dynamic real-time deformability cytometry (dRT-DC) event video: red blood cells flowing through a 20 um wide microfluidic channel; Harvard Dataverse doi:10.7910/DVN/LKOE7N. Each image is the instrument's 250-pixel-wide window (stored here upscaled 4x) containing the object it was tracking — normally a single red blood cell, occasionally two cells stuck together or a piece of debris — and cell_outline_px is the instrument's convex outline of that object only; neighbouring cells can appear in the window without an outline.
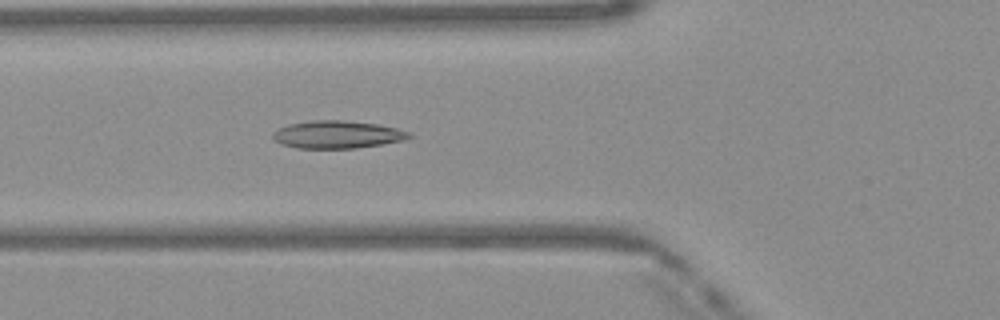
{"species": "Egyptian fruit bat (a non-hibernating species)", "species_latin": "Rousettus aegyptiacus", "temperature_condition": "warm", "stored_images_in_passage": 48, "camera_frame_rate_fps": 3000, "um_per_image_px": 0.085, "frame": {"image": 1, "passage_image": 17, "time_ms": 5.333, "image_size_px": [1000, 320], "cell_outline_px": [[412, 136], [404, 140], [356, 148], [296, 148], [280, 144], [272, 140], [272, 132], [288, 124], [312, 120], [340, 120], [376, 124], [396, 128], [412, 132]], "centroid_in_image_um": [28.63, 11.44], "position_along_channel_um": 97.2, "area_um2": 21.96}}
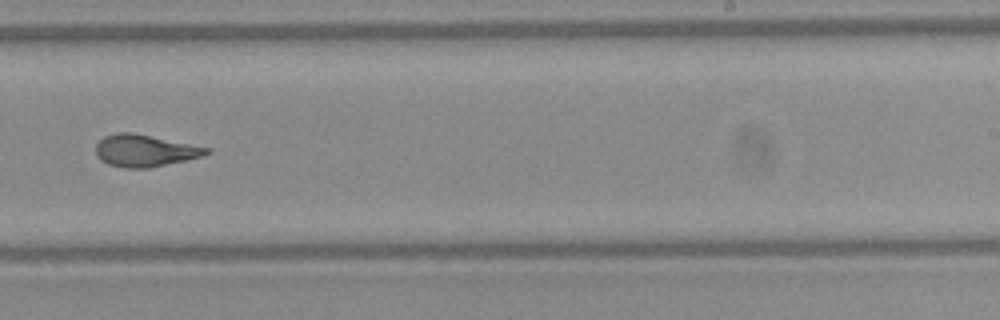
{"frame": {"image": 2, "passage_image": 30, "time_ms": 9.667, "image_size_px": [1000, 320], "cell_outline_px": [[212, 152], [200, 156], [184, 160], [148, 168], [124, 168], [108, 164], [100, 160], [96, 152], [96, 144], [104, 136], [116, 132], [132, 132], [208, 148]], "centroid_in_image_um": [12.24, 12.8], "position_along_channel_um": 276.8, "area_um2": 20.29}}
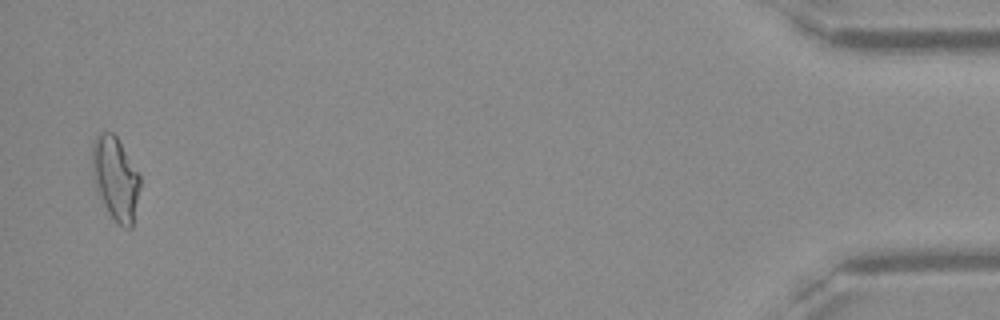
{"frame": {"image": 3, "passage_image": 47, "time_ms": 15.333, "image_size_px": [1000, 320], "cell_outline_px": [[140, 184], [132, 228], [124, 228], [108, 212], [92, 180], [92, 144], [96, 136], [100, 132], [112, 132], [116, 136], [140, 176]], "centroid_in_image_um": [9.79, 15.15], "position_along_channel_um": 425.4, "area_um2": 22.89}, "authors_computed_cell_mechanics": {"area_um2": 21.0681, "velocity_mm_per_s": 4.1285, "shape_relaxation_time_tau1_ms": 8.504, "shape_relaxation_time_tau2_ms": 1.6576, "deformation_change_tau1": 0.2566, "deformation_change_tau2": 0.0908}}